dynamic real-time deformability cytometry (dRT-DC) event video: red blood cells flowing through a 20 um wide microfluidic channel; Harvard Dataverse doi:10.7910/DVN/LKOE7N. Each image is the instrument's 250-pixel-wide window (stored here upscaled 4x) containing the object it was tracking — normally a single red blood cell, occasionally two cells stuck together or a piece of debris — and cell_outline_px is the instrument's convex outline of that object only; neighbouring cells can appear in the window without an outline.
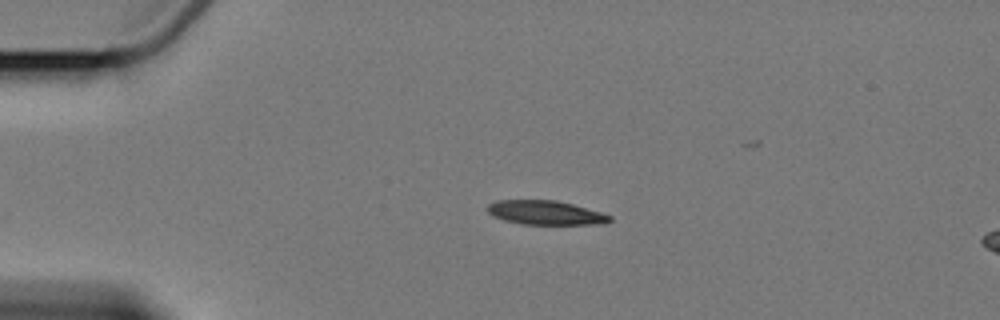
{"species": "Egyptian fruit bat (a non-hibernating species)", "species_latin": "Rousettus aegyptiacus", "temperature_condition": "cold", "stored_images_in_passage": 3, "camera_frame_rate_fps": 3000, "um_per_image_px": 0.085, "animal": {"sex": "female"}, "frame": {"image": 1, "passage_image": 1, "time_ms": 0.0, "image_size_px": [1000, 320], "cell_outline_px": [[612, 220], [604, 224], [520, 224], [504, 220], [488, 212], [484, 208], [488, 204], [496, 200], [556, 200], [572, 204], [600, 212], [612, 216]], "centroid_in_image_um": [46.35, 18.07], "position_along_channel_um": 38.7, "area_um2": 17.17}}